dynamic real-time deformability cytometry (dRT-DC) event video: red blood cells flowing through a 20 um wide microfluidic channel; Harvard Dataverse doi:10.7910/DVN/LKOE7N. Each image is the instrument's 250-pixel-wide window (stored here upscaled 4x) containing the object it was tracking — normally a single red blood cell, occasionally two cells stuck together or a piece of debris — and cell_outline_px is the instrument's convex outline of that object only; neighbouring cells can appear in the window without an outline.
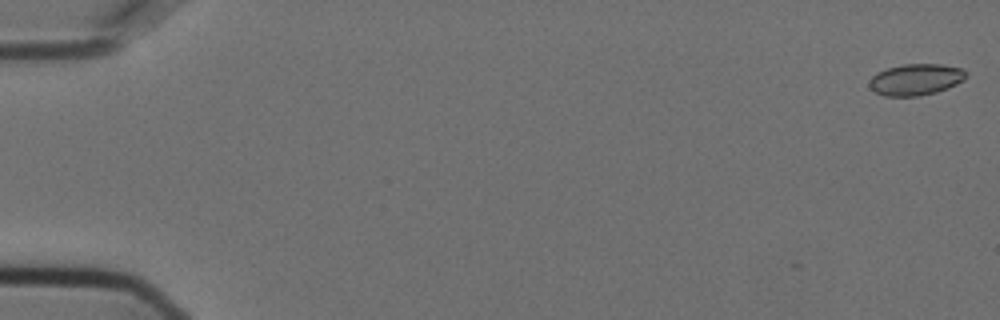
{"species": "Egyptian fruit bat (a non-hibernating species)", "species_latin": "Rousettus aegyptiacus", "temperature_condition": "cold", "stored_images_in_passage": 6, "camera_frame_rate_fps": 3000, "um_per_image_px": 0.085, "animal": {"sex": "female"}, "frame": {"image": 1, "passage_image": 1, "time_ms": 0.0, "image_size_px": [1000, 320], "cell_outline_px": [[968, 72], [964, 80], [948, 88], [936, 92], [920, 96], [884, 96], [876, 92], [868, 84], [872, 76], [876, 72], [888, 68], [904, 64], [940, 64], [960, 68]], "centroid_in_image_um": [77.85, 6.76], "position_along_channel_um": 7.2, "area_um2": 17.69}}